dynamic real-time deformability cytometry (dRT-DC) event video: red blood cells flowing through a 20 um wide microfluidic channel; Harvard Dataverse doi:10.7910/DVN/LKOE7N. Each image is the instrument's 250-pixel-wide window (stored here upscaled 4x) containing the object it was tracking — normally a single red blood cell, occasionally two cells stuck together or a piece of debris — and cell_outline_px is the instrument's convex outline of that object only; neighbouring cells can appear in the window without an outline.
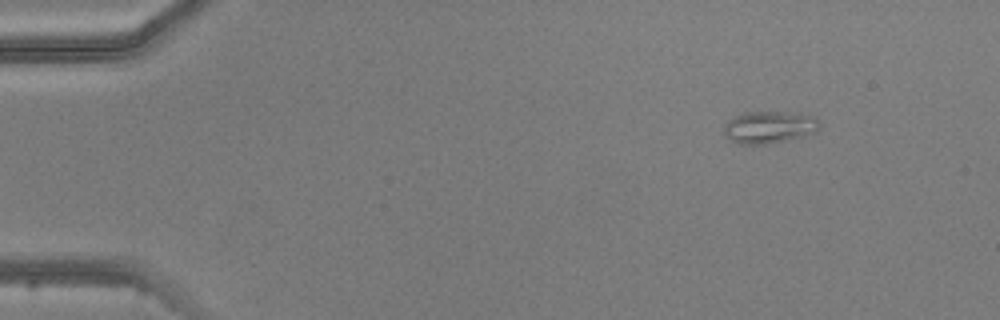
{"species": "common noctule bat (a hibernating species)", "species_latin": "Nyctalus noctula", "temperature_condition": "warm", "stored_images_in_passage": 5, "camera_frame_rate_fps": 3000, "um_per_image_px": 0.085, "animal": {"sex": "male", "body_mass_g": 20.5, "forearm_length_mm": 52.5}, "frame": {"image": 1, "passage_image": 1, "time_ms": 0.0, "image_size_px": [1000, 320], "cell_outline_px": [[820, 128], [816, 132], [804, 136], [788, 140], [768, 144], [736, 144], [724, 132], [724, 124], [728, 120], [744, 112], [784, 112], [816, 116], [820, 124]], "centroid_in_image_um": [65.41, 10.82], "position_along_channel_um": 19.6, "area_um2": 17.98}}
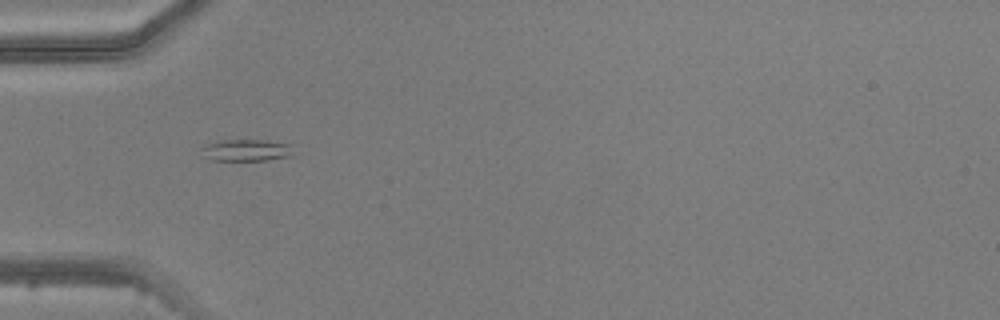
{"frame": {"image": 2, "passage_image": 4, "time_ms": 3.333, "image_size_px": [1000, 320], "cell_outline_px": [[292, 156], [268, 160], [212, 160], [204, 156], [200, 148], [204, 144], [220, 140], [264, 140], [292, 144]], "centroid_in_image_um": [20.93, 12.76], "position_along_channel_um": 64.1, "area_um2": 11.79}}